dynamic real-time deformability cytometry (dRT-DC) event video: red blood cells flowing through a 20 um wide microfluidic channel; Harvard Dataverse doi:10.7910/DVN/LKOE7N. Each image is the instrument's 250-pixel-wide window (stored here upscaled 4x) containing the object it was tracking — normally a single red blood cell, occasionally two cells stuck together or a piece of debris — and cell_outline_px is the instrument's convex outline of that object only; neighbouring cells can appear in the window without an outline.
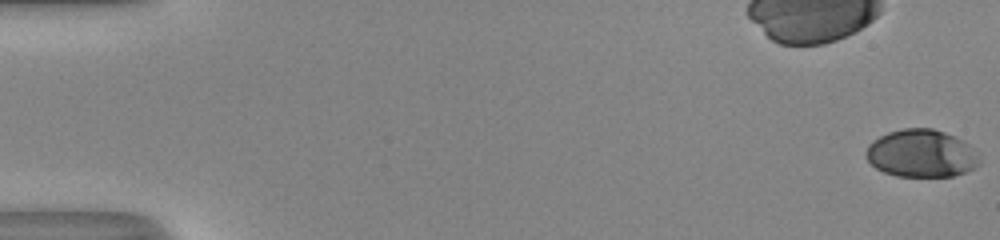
{"species": "human", "species_latin": "Homo sapiens", "temperature_condition": "room temperature", "stored_images_in_passage": 54, "camera_frame_rate_fps": 3000, "um_per_image_px": 0.085, "donor": {"sex": "male"}, "frame": {"image": 1, "passage_image": 1, "time_ms": 0.0, "image_size_px": [1000, 240], "cell_outline_px": [[980, 164], [964, 172], [952, 176], [896, 176], [884, 172], [876, 168], [864, 156], [864, 152], [868, 144], [872, 140], [888, 132], [900, 128], [932, 128], [956, 136], [968, 144], [980, 160]], "centroid_in_image_um": [78.26, 13.03], "position_along_channel_um": 6.7, "area_um2": 31.5}}
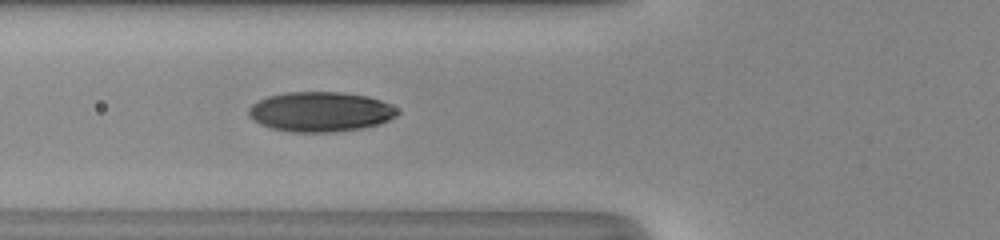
{"frame": {"image": 2, "passage_image": 22, "time_ms": 7.0, "image_size_px": [1000, 240], "cell_outline_px": [[400, 112], [396, 116], [380, 124], [364, 128], [332, 132], [292, 132], [272, 128], [260, 124], [252, 120], [248, 116], [248, 108], [252, 104], [268, 96], [284, 92], [340, 92], [368, 96], [380, 100], [396, 108]], "centroid_in_image_um": [27.22, 9.5], "position_along_channel_um": 98.6, "area_um2": 34.68}}
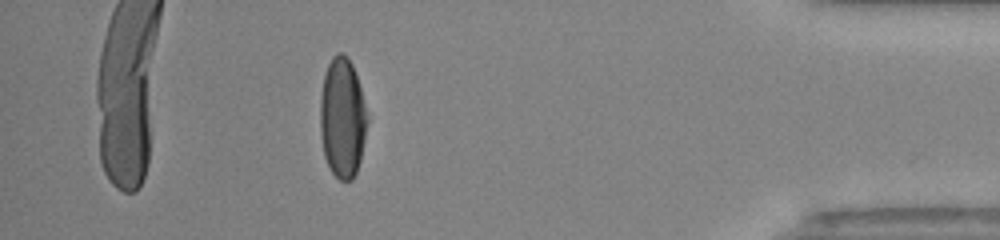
{"frame": {"image": 3, "passage_image": 48, "time_ms": 15.667, "image_size_px": [1000, 240], "cell_outline_px": [[368, 120], [360, 160], [356, 172], [352, 180], [340, 180], [332, 172], [324, 156], [320, 136], [320, 100], [324, 76], [328, 64], [332, 56], [336, 52], [340, 52], [352, 64], [360, 88]], "centroid_in_image_um": [29.08, 10.04], "position_along_channel_um": 406.1, "area_um2": 32.66}, "authors_computed_cell_mechanics": {"area_um2": 33.6974, "velocity_mm_per_s": 4.073, "shape_relaxation_time_tau1_ms": 4.4532, "shape_relaxation_time_tau2_ms": 0.7803, "deformation_change_tau1": 0.1818, "deformation_change_tau2": 0.0472}}